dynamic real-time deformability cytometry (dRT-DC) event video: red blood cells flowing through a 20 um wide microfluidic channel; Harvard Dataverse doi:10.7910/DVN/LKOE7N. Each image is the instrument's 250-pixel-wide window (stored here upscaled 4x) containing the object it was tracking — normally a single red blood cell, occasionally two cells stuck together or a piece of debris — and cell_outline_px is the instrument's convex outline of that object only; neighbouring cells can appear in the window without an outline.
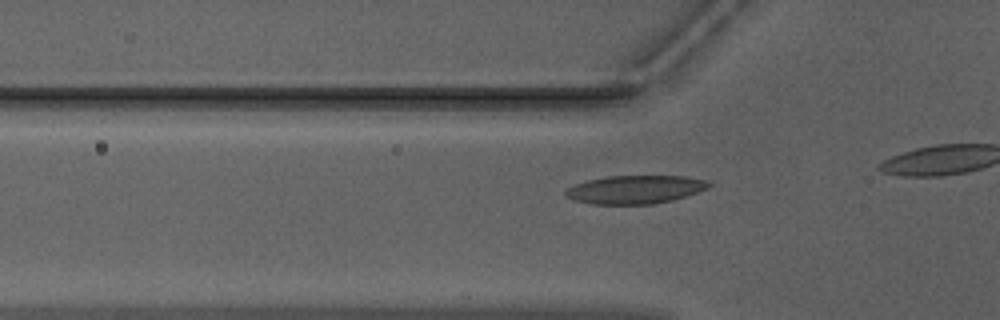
{"species": "Egyptian fruit bat (a non-hibernating species)", "species_latin": "Rousettus aegyptiacus", "temperature_condition": "warm", "stored_images_in_passage": 7, "camera_frame_rate_fps": 3000, "um_per_image_px": 0.085, "animal": {"sex": "male"}, "frame": {"image": 1, "passage_image": 2, "time_ms": 0.333, "image_size_px": [1000, 320], "cell_outline_px": [[712, 184], [708, 188], [672, 200], [652, 204], [592, 204], [572, 200], [564, 192], [572, 184], [588, 180], [608, 176], [684, 176], [704, 180]], "centroid_in_image_um": [53.94, 16.11], "position_along_channel_um": 71.9, "area_um2": 23.47}}
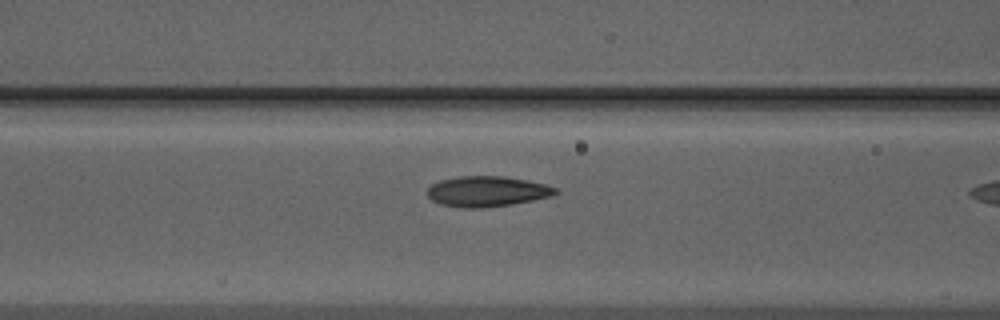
{"frame": {"image": 2, "passage_image": 6, "time_ms": 1.667, "image_size_px": [1000, 320], "cell_outline_px": [[560, 192], [552, 196], [512, 204], [480, 208], [460, 208], [440, 204], [432, 200], [424, 192], [432, 184], [440, 180], [460, 176], [504, 176], [544, 184], [556, 188]], "centroid_in_image_um": [41.36, 16.27], "position_along_channel_um": 125.2, "area_um2": 22.77}}